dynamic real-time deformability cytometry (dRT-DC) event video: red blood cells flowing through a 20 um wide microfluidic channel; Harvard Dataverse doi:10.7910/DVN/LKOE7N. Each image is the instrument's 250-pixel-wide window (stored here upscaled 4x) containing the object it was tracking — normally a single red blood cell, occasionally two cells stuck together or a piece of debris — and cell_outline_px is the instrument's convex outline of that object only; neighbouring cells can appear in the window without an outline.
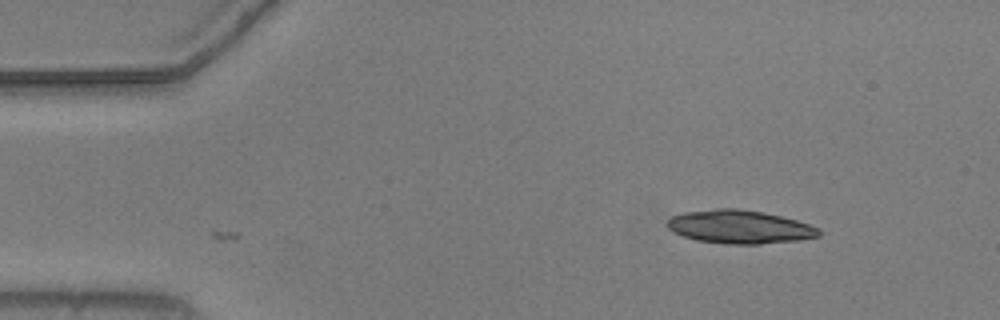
{"species": "common noctule bat (a hibernating species)", "species_latin": "Nyctalus noctula", "temperature_condition": "warm", "stored_images_in_passage": 2, "camera_frame_rate_fps": 3000, "um_per_image_px": 0.085, "animal": {"sex": "male", "body_mass_g": 20.5, "forearm_length_mm": 52.5}, "frame": {"image": 1, "passage_image": 2, "time_ms": 0.333, "image_size_px": [1000, 320], "cell_outline_px": [[820, 236], [800, 240], [760, 244], [728, 244], [696, 240], [672, 232], [668, 228], [668, 220], [672, 216], [684, 212], [716, 208], [736, 208], [760, 212], [780, 216], [796, 220], [820, 228]], "centroid_in_image_um": [62.87, 19.29], "position_along_channel_um": 22.1, "area_um2": 29.42}}